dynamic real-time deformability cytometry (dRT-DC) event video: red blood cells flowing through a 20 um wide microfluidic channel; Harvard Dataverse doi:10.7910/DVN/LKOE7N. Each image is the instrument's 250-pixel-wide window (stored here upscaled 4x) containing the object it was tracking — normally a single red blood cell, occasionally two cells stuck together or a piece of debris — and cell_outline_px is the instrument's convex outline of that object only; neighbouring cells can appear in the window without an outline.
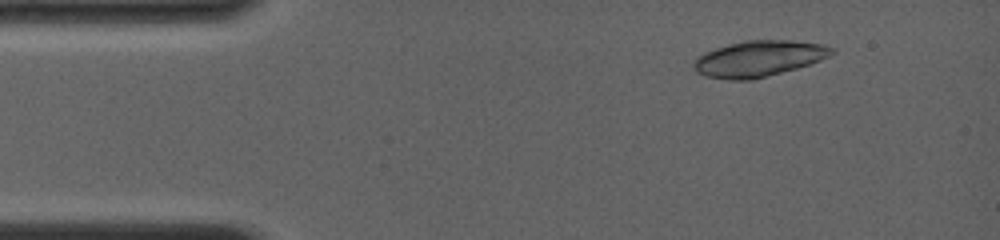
{"species": "common noctule bat (a hibernating species)", "species_latin": "Nyctalus noctula", "temperature_condition": "room temperature", "stored_images_in_passage": 5, "camera_frame_rate_fps": 4000, "um_per_image_px": 0.085, "animal": {"sex": "female", "body_mass_g": 19.0, "forearm_length_mm": 56.7}, "frame": {"image": 1, "passage_image": 2, "time_ms": 1.25, "image_size_px": [1000, 240], "cell_outline_px": [[836, 52], [820, 60], [796, 68], [752, 80], [728, 80], [704, 76], [696, 72], [692, 64], [696, 56], [704, 52], [728, 44], [744, 40], [792, 40], [824, 44], [836, 48]], "centroid_in_image_um": [64.47, 4.98], "position_along_channel_um": 20.5, "area_um2": 29.13}}